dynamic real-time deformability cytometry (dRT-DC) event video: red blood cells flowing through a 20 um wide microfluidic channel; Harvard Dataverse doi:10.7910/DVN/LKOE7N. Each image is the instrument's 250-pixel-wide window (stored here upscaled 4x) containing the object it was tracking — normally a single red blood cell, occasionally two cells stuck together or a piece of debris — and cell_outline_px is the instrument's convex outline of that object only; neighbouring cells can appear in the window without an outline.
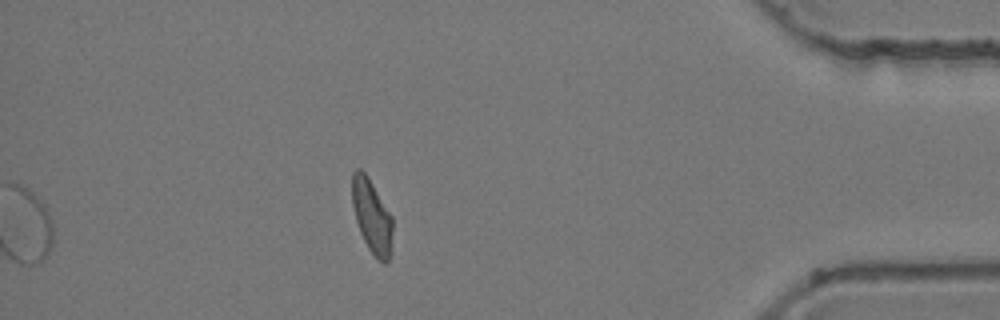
{"species": "common noctule bat (a hibernating species)", "species_latin": "Nyctalus noctula", "temperature_condition": "room temperature", "stored_images_in_passage": 36, "segment_of_instrument_passage": [2, 2], "camera_frame_rate_fps": 3000, "um_per_image_px": 0.085, "animal": {"sex": "female", "body_mass_g": 24.6, "forearm_length_mm": 56.2}, "frame": {"image": 1, "passage_image": 36, "time_ms": 11.667, "image_size_px": [1000, 320], "cell_outline_px": [[392, 232], [388, 264], [384, 264], [368, 248], [360, 232], [356, 220], [352, 204], [352, 172], [356, 168], [360, 168], [368, 176], [392, 216]], "centroid_in_image_um": [31.59, 18.34], "position_along_channel_um": 403.6, "area_um2": 17.22}}